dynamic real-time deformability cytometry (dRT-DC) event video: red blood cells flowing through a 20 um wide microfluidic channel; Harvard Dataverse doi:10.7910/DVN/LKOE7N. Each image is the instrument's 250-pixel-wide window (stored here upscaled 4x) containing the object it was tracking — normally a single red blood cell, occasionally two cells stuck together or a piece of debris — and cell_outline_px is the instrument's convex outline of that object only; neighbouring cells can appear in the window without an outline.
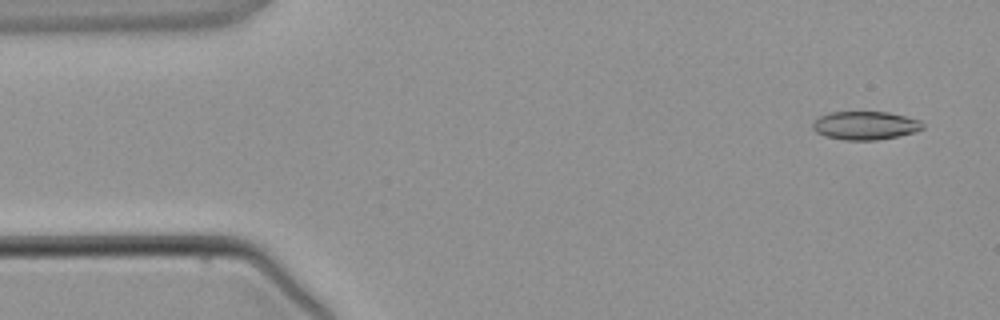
{"species": "common noctule bat (a hibernating species)", "species_latin": "Nyctalus noctula", "temperature_condition": "warm", "stored_images_in_passage": 4, "camera_frame_rate_fps": 3000, "um_per_image_px": 0.085, "animal": {"sex": "male", "body_mass_g": 21.5, "forearm_length_mm": 52.0}, "frame": {"image": 1, "passage_image": 1, "time_ms": 0.0, "image_size_px": [1000, 320], "cell_outline_px": [[924, 128], [916, 132], [876, 140], [844, 140], [824, 136], [816, 132], [812, 128], [812, 124], [820, 116], [828, 112], [888, 112], [920, 120], [924, 124]], "centroid_in_image_um": [73.54, 10.67], "position_along_channel_um": 11.5, "area_um2": 18.21}}
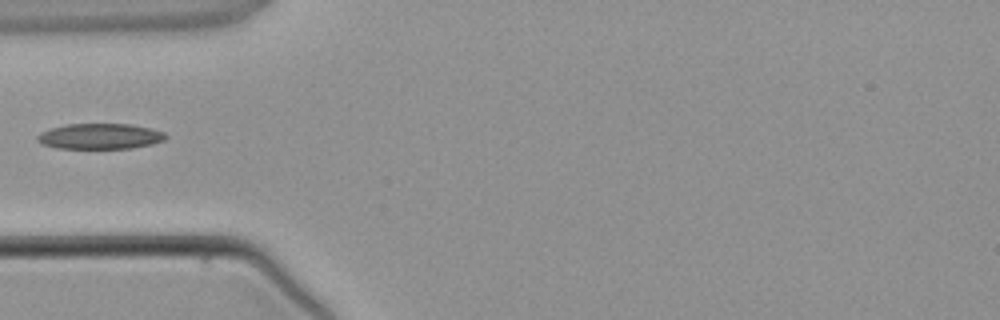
{"frame": {"image": 2, "passage_image": 4, "time_ms": 3.667, "image_size_px": [1000, 320], "cell_outline_px": [[168, 136], [164, 140], [152, 144], [132, 148], [56, 148], [40, 144], [36, 140], [36, 136], [40, 132], [52, 128], [68, 124], [128, 124], [148, 128], [164, 132]], "centroid_in_image_um": [8.47, 11.59], "position_along_channel_um": 76.5, "area_um2": 19.07}}